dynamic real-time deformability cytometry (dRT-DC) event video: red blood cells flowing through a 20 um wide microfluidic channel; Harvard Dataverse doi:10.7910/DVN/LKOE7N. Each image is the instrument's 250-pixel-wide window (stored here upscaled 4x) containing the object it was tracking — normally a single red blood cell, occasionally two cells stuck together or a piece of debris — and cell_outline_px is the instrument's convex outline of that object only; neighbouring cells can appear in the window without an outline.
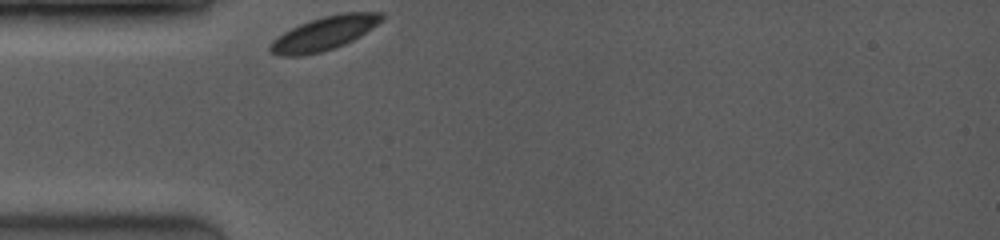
{"species": "common noctule bat (a hibernating species)", "species_latin": "Nyctalus noctula", "temperature_condition": "room temperature", "stored_images_in_passage": 1, "camera_frame_rate_fps": 3500, "um_per_image_px": 0.085, "animal": {"sex": "female", "body_mass_g": 19.0, "forearm_length_mm": 53.3}, "frame": {"image": 1, "passage_image": 1, "time_ms": 0.0, "image_size_px": [1000, 240], "cell_outline_px": [[384, 16], [372, 28], [360, 36], [344, 44], [320, 52], [304, 56], [280, 56], [268, 52], [268, 44], [284, 32], [300, 24], [324, 16], [344, 12], [384, 12]], "centroid_in_image_um": [27.52, 2.85], "position_along_channel_um": 57.5, "area_um2": 21.68}}